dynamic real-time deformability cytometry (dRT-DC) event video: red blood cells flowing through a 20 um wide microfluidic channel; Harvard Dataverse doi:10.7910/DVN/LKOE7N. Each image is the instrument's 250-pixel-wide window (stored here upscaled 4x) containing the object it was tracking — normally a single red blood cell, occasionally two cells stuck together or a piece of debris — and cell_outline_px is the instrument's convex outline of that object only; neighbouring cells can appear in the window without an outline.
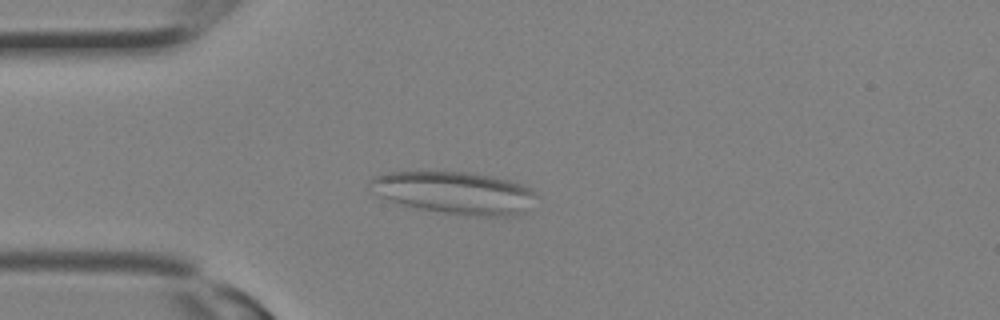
{"species": "Egyptian fruit bat (a non-hibernating species)", "species_latin": "Rousettus aegyptiacus", "temperature_condition": "room temperature", "stored_images_in_passage": 9, "camera_frame_rate_fps": 3000, "um_per_image_px": 0.085, "animal": {"sex": "female"}, "frame": {"image": 1, "passage_image": 6, "time_ms": 1.667, "image_size_px": [1000, 320], "cell_outline_px": [[540, 196], [528, 212], [512, 216], [476, 216], [444, 212], [420, 208], [404, 204], [380, 196], [372, 192], [368, 180], [372, 176], [388, 172], [468, 172], [508, 180], [532, 188]], "centroid_in_image_um": [38.73, 16.39], "position_along_channel_um": 46.3, "area_um2": 41.04}}